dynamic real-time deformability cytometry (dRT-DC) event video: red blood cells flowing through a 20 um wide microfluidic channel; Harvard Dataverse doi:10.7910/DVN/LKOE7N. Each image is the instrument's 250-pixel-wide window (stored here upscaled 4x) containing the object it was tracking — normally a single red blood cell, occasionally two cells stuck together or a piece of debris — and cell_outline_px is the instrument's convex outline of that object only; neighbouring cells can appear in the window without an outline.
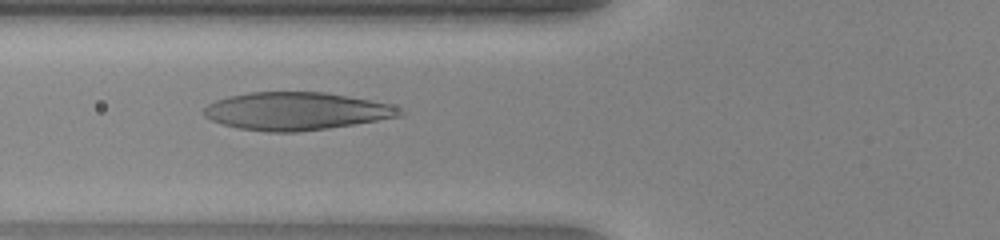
{"species": "human", "species_latin": "Homo sapiens", "temperature_condition": "warm", "stored_images_in_passage": 51, "camera_frame_rate_fps": 3000, "um_per_image_px": 0.085, "donor": {"sex": "female"}, "frame": {"image": 1, "passage_image": 20, "time_ms": 6.333, "image_size_px": [1000, 240], "cell_outline_px": [[408, 112], [400, 116], [328, 128], [296, 132], [268, 132], [240, 128], [224, 124], [212, 120], [204, 116], [204, 108], [208, 104], [216, 100], [228, 96], [248, 92], [324, 92], [348, 96], [388, 104]], "centroid_in_image_um": [25.15, 9.44], "position_along_channel_um": 100.7, "area_um2": 42.71}}
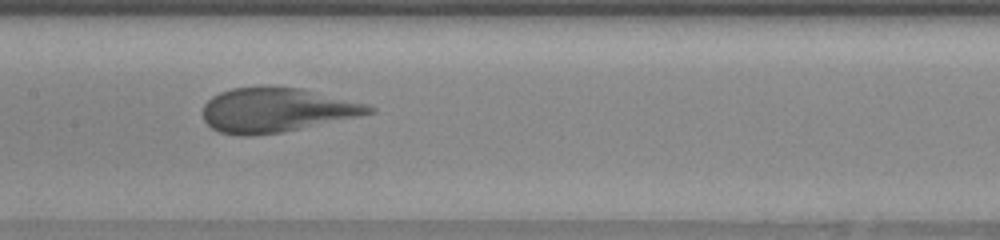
{"frame": {"image": 2, "passage_image": 26, "time_ms": 8.333, "image_size_px": [1000, 240], "cell_outline_px": [[376, 112], [360, 116], [284, 132], [252, 136], [240, 136], [220, 132], [212, 128], [204, 120], [204, 104], [212, 96], [220, 92], [232, 88], [300, 88], [368, 104], [376, 108]], "centroid_in_image_um": [23.52, 9.38], "position_along_channel_um": 183.9, "area_um2": 42.54}}
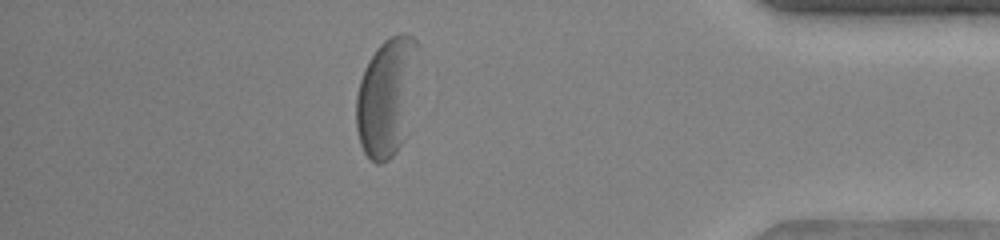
{"frame": {"image": 3, "passage_image": 44, "time_ms": 14.333, "image_size_px": [1000, 240], "cell_outline_px": [[416, 48], [408, 136], [396, 152], [388, 160], [380, 164], [376, 164], [364, 152], [360, 144], [356, 128], [356, 96], [360, 80], [364, 68], [376, 48], [388, 36], [400, 32], [404, 32], [412, 36], [416, 40]], "centroid_in_image_um": [32.83, 8.28], "position_along_channel_um": 402.4, "area_um2": 42.54}, "authors_computed_cell_mechanics": {"area_um2": 44.6794, "velocity_mm_per_s": 4.1656, "shape_relaxation_time_tau1_ms": 4.5228, "shape_relaxation_time_tau2_ms": null, "deformation_change_tau1": 0.23, "deformation_change_tau2": null}}